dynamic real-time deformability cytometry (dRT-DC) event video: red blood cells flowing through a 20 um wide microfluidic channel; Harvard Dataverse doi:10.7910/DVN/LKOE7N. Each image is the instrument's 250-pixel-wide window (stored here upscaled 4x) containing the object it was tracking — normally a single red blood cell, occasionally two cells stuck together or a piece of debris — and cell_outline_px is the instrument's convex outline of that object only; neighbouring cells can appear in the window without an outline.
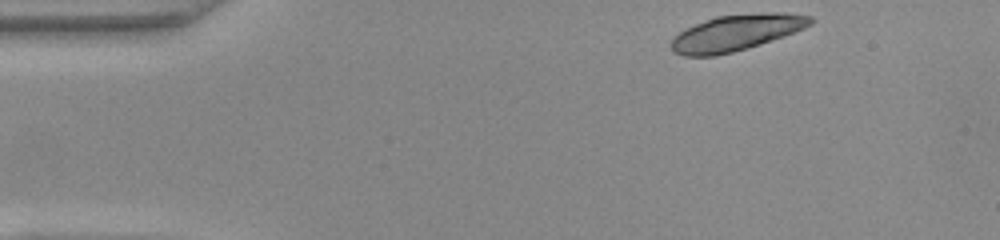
{"species": "common noctule bat (a hibernating species)", "species_latin": "Nyctalus noctula", "temperature_condition": "warm", "stored_images_in_passage": 28, "camera_frame_rate_fps": 3000, "um_per_image_px": 0.085, "animal": {"sex": "female", "body_mass_g": 22.0, "forearm_length_mm": 56.7}, "frame": {"image": 1, "passage_image": 1, "time_ms": 0.0, "image_size_px": [1000, 240], "cell_outline_px": [[816, 20], [812, 24], [804, 28], [784, 36], [732, 52], [712, 56], [684, 56], [672, 52], [672, 40], [684, 28], [716, 16], [764, 12], [776, 12], [812, 16]], "centroid_in_image_um": [62.58, 2.77], "position_along_channel_um": 22.4, "area_um2": 29.02}}